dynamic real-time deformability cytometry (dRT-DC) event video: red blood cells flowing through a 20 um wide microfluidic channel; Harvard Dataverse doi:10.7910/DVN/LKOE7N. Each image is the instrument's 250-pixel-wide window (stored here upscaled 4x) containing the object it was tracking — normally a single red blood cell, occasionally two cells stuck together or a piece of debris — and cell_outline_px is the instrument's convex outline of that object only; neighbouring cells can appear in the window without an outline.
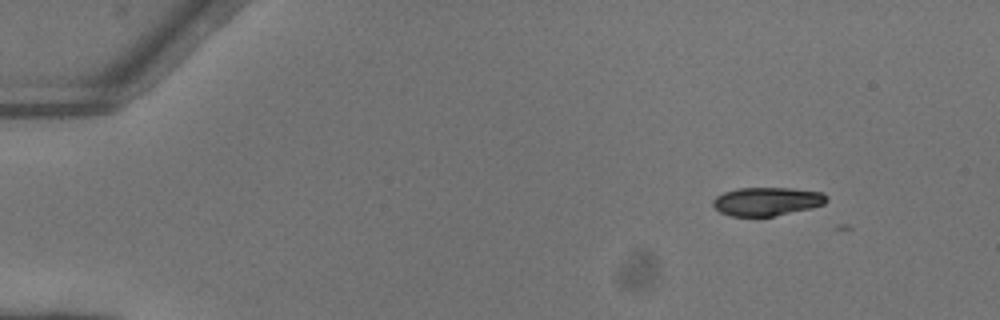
{"species": "common noctule bat (a hibernating species)", "species_latin": "Nyctalus noctula", "temperature_condition": "warm", "stored_images_in_passage": 5, "camera_frame_rate_fps": 3000, "um_per_image_px": 0.085, "animal": {"sex": "female"}, "frame": {"image": 1, "passage_image": 1, "time_ms": 0.0, "image_size_px": [1000, 320], "cell_outline_px": [[828, 200], [824, 204], [812, 208], [772, 216], [732, 216], [720, 212], [712, 204], [712, 200], [716, 196], [724, 192], [740, 188], [792, 188], [824, 192], [828, 196]], "centroid_in_image_um": [65.22, 17.11], "position_along_channel_um": 19.8, "area_um2": 18.9}}